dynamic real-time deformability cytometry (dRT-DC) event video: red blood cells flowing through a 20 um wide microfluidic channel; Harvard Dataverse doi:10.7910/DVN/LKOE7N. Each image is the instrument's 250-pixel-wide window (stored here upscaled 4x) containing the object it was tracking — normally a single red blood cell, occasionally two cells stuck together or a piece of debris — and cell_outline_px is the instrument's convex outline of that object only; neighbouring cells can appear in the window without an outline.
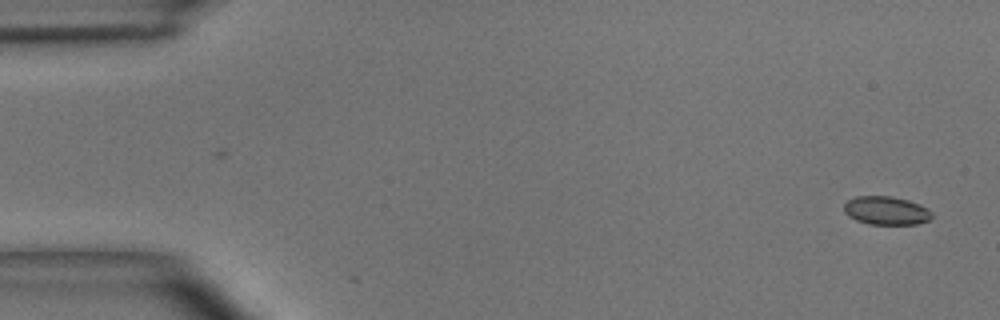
{"species": "common noctule bat (a hibernating species)", "species_latin": "Nyctalus noctula", "temperature_condition": "room temperature", "stored_images_in_passage": 2, "camera_frame_rate_fps": 3000, "um_per_image_px": 0.085, "animal": {"sex": "male", "body_mass_g": 15.6}, "frame": {"image": 1, "passage_image": 1, "time_ms": 0.0, "image_size_px": [1000, 320], "cell_outline_px": [[932, 216], [928, 220], [916, 224], [868, 224], [856, 220], [848, 216], [844, 212], [844, 204], [848, 200], [856, 196], [892, 196], [908, 200], [920, 204], [928, 208], [932, 212]], "centroid_in_image_um": [75.32, 17.89], "position_along_channel_um": 9.7, "area_um2": 14.62}}